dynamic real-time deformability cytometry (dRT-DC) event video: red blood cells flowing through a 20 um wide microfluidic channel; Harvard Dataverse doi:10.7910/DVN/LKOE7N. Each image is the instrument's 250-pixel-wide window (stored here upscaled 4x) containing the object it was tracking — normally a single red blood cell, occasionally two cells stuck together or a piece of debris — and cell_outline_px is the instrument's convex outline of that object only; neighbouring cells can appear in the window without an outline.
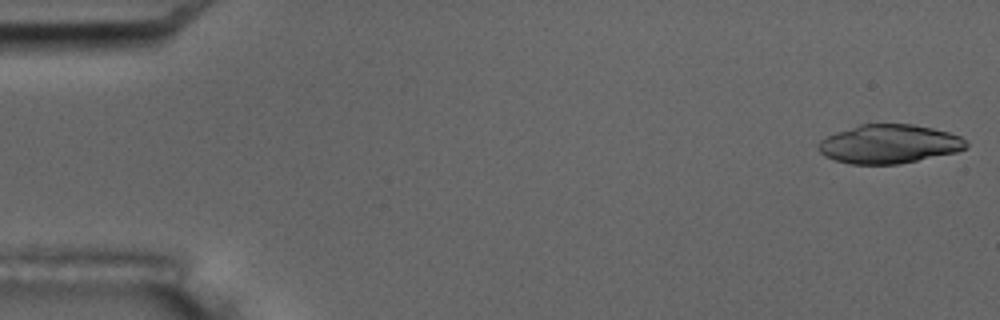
{"species": "common noctule bat (a hibernating species)", "species_latin": "Nyctalus noctula", "temperature_condition": "room temperature", "stored_images_in_passage": 4, "camera_frame_rate_fps": 3000, "um_per_image_px": 0.085, "animal": {"sex": "male", "body_mass_g": 17.5, "forearm_length_mm": 52.3}, "frame": {"image": 1, "passage_image": 1, "time_ms": 0.0, "image_size_px": [1000, 320], "cell_outline_px": [[968, 148], [956, 152], [900, 164], [848, 164], [824, 156], [820, 152], [816, 144], [820, 140], [836, 132], [860, 124], [912, 124], [932, 128], [948, 132], [960, 136], [968, 144]], "centroid_in_image_um": [75.56, 12.24], "position_along_channel_um": 9.4, "area_um2": 33.47}}